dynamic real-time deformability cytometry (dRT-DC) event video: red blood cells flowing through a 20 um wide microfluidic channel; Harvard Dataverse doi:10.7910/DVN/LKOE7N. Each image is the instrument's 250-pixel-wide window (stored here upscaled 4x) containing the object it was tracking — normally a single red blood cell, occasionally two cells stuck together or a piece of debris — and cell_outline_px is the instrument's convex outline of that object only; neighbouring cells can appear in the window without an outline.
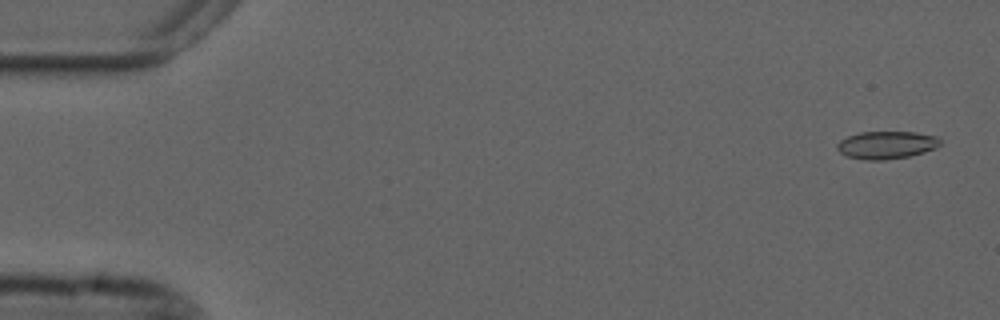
{"species": "common noctule bat (a hibernating species)", "species_latin": "Nyctalus noctula", "temperature_condition": "cold", "stored_images_in_passage": 53, "camera_frame_rate_fps": 3000, "um_per_image_px": 0.085, "animal": {"sex": "male", "forearm_length_mm": 52.5}, "frame": {"image": 1, "passage_image": 2, "time_ms": 0.333, "image_size_px": [1000, 320], "cell_outline_px": [[940, 144], [936, 148], [924, 152], [908, 156], [884, 160], [864, 160], [848, 156], [840, 152], [836, 148], [836, 144], [840, 140], [848, 136], [860, 132], [916, 132], [936, 136], [940, 140]], "centroid_in_image_um": [75.34, 12.32], "position_along_channel_um": 9.7, "area_um2": 16.59}}
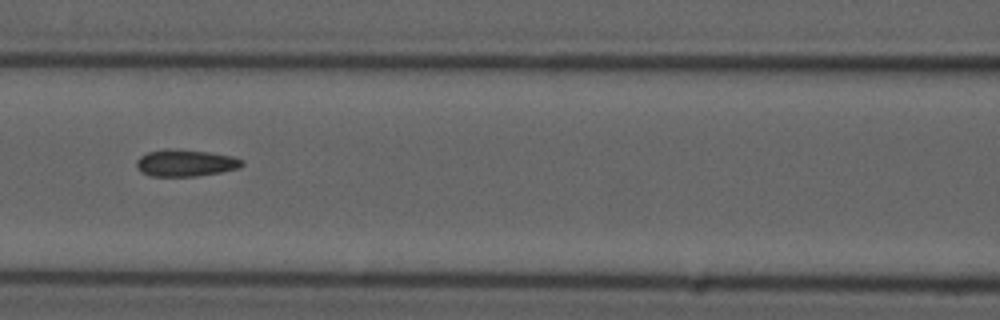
{"frame": {"image": 2, "passage_image": 24, "time_ms": 7.667, "image_size_px": [1000, 320], "cell_outline_px": [[244, 164], [240, 168], [220, 172], [196, 176], [152, 176], [140, 172], [136, 164], [136, 160], [140, 156], [148, 152], [168, 148], [208, 152], [232, 156], [244, 160]], "centroid_in_image_um": [15.77, 13.85], "position_along_channel_um": 150.8, "area_um2": 16.53}}
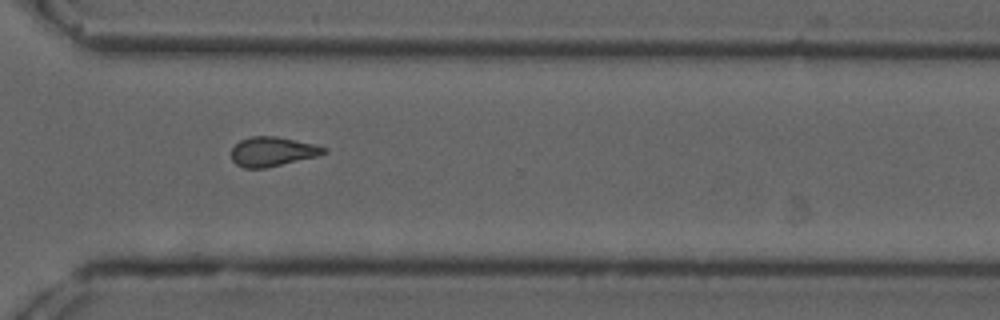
{"frame": {"image": 3, "passage_image": 40, "time_ms": 13.0, "image_size_px": [1000, 320], "cell_outline_px": [[328, 152], [316, 156], [264, 168], [244, 168], [236, 164], [232, 160], [232, 148], [240, 140], [252, 136], [276, 136], [312, 144], [328, 148]], "centroid_in_image_um": [23.14, 12.88], "position_along_channel_um": 347.5, "area_um2": 15.61}}